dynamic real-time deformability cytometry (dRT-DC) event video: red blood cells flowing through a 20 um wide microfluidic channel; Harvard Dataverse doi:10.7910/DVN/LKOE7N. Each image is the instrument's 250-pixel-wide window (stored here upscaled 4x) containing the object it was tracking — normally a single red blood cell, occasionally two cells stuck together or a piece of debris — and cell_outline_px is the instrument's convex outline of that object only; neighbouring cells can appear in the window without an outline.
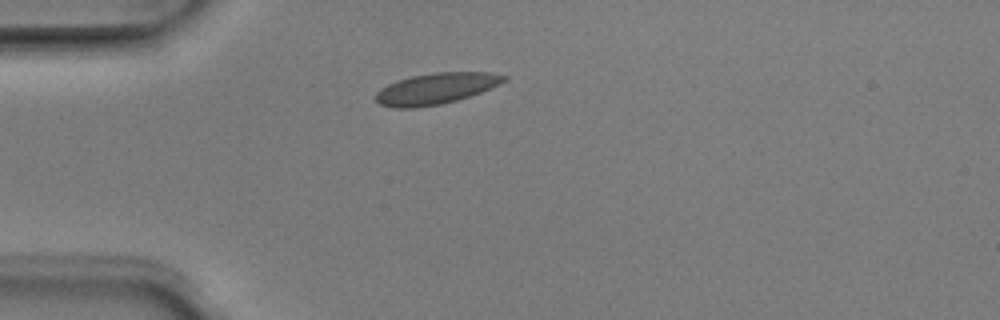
{"species": "Egyptian fruit bat (a non-hibernating species)", "species_latin": "Rousettus aegyptiacus", "temperature_condition": "room temperature", "stored_images_in_passage": 2, "camera_frame_rate_fps": 3000, "um_per_image_px": 0.085, "animal": {"sex": "male"}, "frame": {"image": 1, "passage_image": 1, "time_ms": 0.0, "image_size_px": [1000, 320], "cell_outline_px": [[508, 80], [480, 92], [456, 100], [440, 104], [412, 108], [396, 108], [380, 104], [376, 100], [376, 92], [380, 88], [396, 80], [412, 76], [436, 72], [492, 72], [508, 76]], "centroid_in_image_um": [37.06, 7.51], "position_along_channel_um": 47.9, "area_um2": 23.12}}